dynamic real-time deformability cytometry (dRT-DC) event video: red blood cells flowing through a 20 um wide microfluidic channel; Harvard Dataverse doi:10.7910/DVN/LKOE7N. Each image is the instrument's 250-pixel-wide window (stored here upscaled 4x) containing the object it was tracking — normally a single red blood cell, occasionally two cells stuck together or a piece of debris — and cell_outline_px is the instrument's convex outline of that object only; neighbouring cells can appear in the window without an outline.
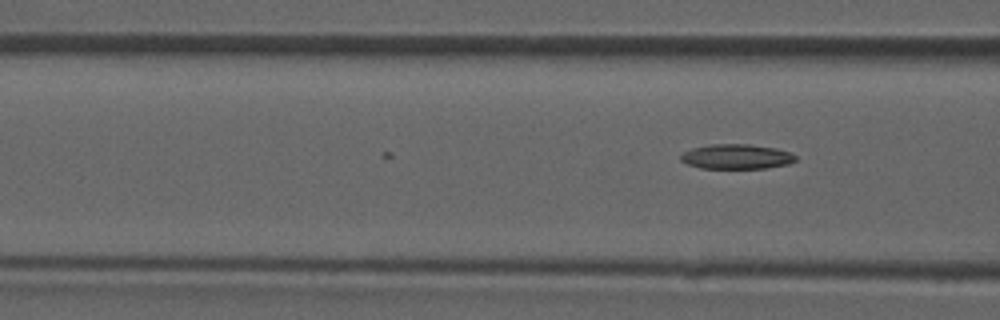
{"species": "common noctule bat (a hibernating species)", "species_latin": "Nyctalus noctula", "temperature_condition": "room temperature", "stored_images_in_passage": 18, "camera_frame_rate_fps": 3000, "um_per_image_px": 0.085, "animal": {"sex": "male", "forearm_length_mm": 52.5}, "frame": {"image": 1, "passage_image": 18, "time_ms": 5.667, "image_size_px": [1000, 320], "cell_outline_px": [[796, 160], [788, 164], [768, 168], [700, 168], [688, 164], [680, 160], [680, 156], [684, 152], [692, 148], [708, 144], [748, 144], [776, 148], [792, 152], [796, 156]], "centroid_in_image_um": [62.62, 13.31], "position_along_channel_um": 104.0, "area_um2": 16.7}}